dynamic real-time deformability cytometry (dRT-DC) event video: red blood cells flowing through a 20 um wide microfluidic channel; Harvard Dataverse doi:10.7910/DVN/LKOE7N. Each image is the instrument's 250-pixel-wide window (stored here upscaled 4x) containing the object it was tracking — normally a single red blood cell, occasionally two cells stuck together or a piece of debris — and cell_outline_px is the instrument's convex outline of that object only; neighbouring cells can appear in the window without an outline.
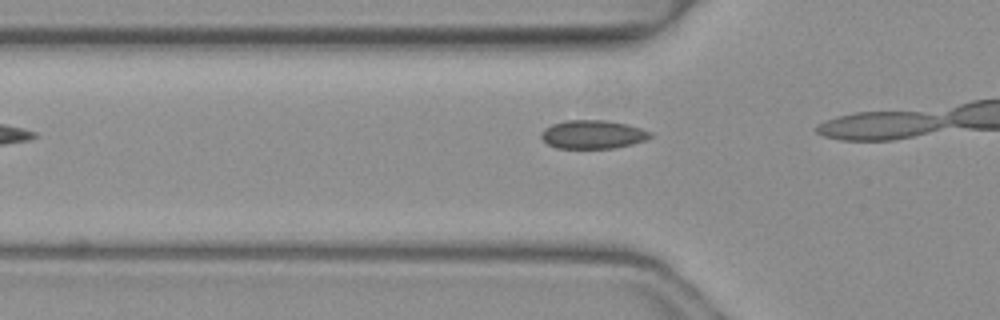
{"species": "common noctule bat (a hibernating species)", "species_latin": "Nyctalus noctula", "temperature_condition": "warm", "stored_images_in_passage": 4, "camera_frame_rate_fps": 3000, "um_per_image_px": 0.085, "animal": {"sex": "female", "body_mass_g": 19.3, "forearm_length_mm": 54.1}, "frame": {"image": 1, "passage_image": 4, "time_ms": 1.0, "image_size_px": [1000, 320], "cell_outline_px": [[652, 136], [644, 140], [632, 144], [612, 148], [556, 148], [548, 144], [540, 136], [540, 132], [544, 128], [552, 124], [564, 120], [608, 120], [628, 124], [652, 132]], "centroid_in_image_um": [50.37, 11.41], "position_along_channel_um": 75.4, "area_um2": 18.21}}